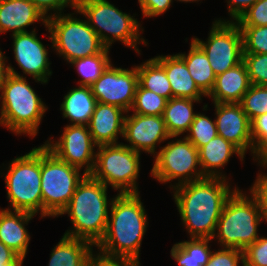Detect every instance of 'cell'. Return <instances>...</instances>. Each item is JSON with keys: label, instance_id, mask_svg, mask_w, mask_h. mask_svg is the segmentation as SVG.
<instances>
[{"label": "cell", "instance_id": "cell-43", "mask_svg": "<svg viewBox=\"0 0 267 266\" xmlns=\"http://www.w3.org/2000/svg\"><path fill=\"white\" fill-rule=\"evenodd\" d=\"M251 136L254 148L267 138V113L257 116L251 121Z\"/></svg>", "mask_w": 267, "mask_h": 266}, {"label": "cell", "instance_id": "cell-27", "mask_svg": "<svg viewBox=\"0 0 267 266\" xmlns=\"http://www.w3.org/2000/svg\"><path fill=\"white\" fill-rule=\"evenodd\" d=\"M201 100L173 97L167 101L163 112V119L171 137H179L190 129L195 118L193 104Z\"/></svg>", "mask_w": 267, "mask_h": 266}, {"label": "cell", "instance_id": "cell-11", "mask_svg": "<svg viewBox=\"0 0 267 266\" xmlns=\"http://www.w3.org/2000/svg\"><path fill=\"white\" fill-rule=\"evenodd\" d=\"M169 141L167 145L160 147V151L154 156V164L151 176L162 183H169L177 179V183L170 184V188L178 185L198 181L206 178L199 164L198 149L186 138Z\"/></svg>", "mask_w": 267, "mask_h": 266}, {"label": "cell", "instance_id": "cell-18", "mask_svg": "<svg viewBox=\"0 0 267 266\" xmlns=\"http://www.w3.org/2000/svg\"><path fill=\"white\" fill-rule=\"evenodd\" d=\"M128 114L122 108L97 102L90 119L88 129L95 144H119L118 135L123 137L125 117Z\"/></svg>", "mask_w": 267, "mask_h": 266}, {"label": "cell", "instance_id": "cell-3", "mask_svg": "<svg viewBox=\"0 0 267 266\" xmlns=\"http://www.w3.org/2000/svg\"><path fill=\"white\" fill-rule=\"evenodd\" d=\"M102 182L86 174L79 182L68 205L58 215L68 214L73 228L63 235L83 239L96 246L105 234L109 217L107 189Z\"/></svg>", "mask_w": 267, "mask_h": 266}, {"label": "cell", "instance_id": "cell-10", "mask_svg": "<svg viewBox=\"0 0 267 266\" xmlns=\"http://www.w3.org/2000/svg\"><path fill=\"white\" fill-rule=\"evenodd\" d=\"M140 154L122 143L98 146L90 175L119 194L140 193L137 183Z\"/></svg>", "mask_w": 267, "mask_h": 266}, {"label": "cell", "instance_id": "cell-4", "mask_svg": "<svg viewBox=\"0 0 267 266\" xmlns=\"http://www.w3.org/2000/svg\"><path fill=\"white\" fill-rule=\"evenodd\" d=\"M8 72L0 93V125L16 135L26 134L34 138L48 107L27 82L26 76L15 71L11 64H8Z\"/></svg>", "mask_w": 267, "mask_h": 266}, {"label": "cell", "instance_id": "cell-22", "mask_svg": "<svg viewBox=\"0 0 267 266\" xmlns=\"http://www.w3.org/2000/svg\"><path fill=\"white\" fill-rule=\"evenodd\" d=\"M251 83L245 63L228 69L216 76L215 84L207 96L213 103H240Z\"/></svg>", "mask_w": 267, "mask_h": 266}, {"label": "cell", "instance_id": "cell-28", "mask_svg": "<svg viewBox=\"0 0 267 266\" xmlns=\"http://www.w3.org/2000/svg\"><path fill=\"white\" fill-rule=\"evenodd\" d=\"M210 241L211 238H190L174 244L170 254L178 266H205L212 252Z\"/></svg>", "mask_w": 267, "mask_h": 266}, {"label": "cell", "instance_id": "cell-24", "mask_svg": "<svg viewBox=\"0 0 267 266\" xmlns=\"http://www.w3.org/2000/svg\"><path fill=\"white\" fill-rule=\"evenodd\" d=\"M60 106L64 118L71 125H88L97 103L90 86L78 85L64 95Z\"/></svg>", "mask_w": 267, "mask_h": 266}, {"label": "cell", "instance_id": "cell-15", "mask_svg": "<svg viewBox=\"0 0 267 266\" xmlns=\"http://www.w3.org/2000/svg\"><path fill=\"white\" fill-rule=\"evenodd\" d=\"M123 138L124 144L138 153L157 154V144L173 139L167 131L163 116L128 114L125 117Z\"/></svg>", "mask_w": 267, "mask_h": 266}, {"label": "cell", "instance_id": "cell-16", "mask_svg": "<svg viewBox=\"0 0 267 266\" xmlns=\"http://www.w3.org/2000/svg\"><path fill=\"white\" fill-rule=\"evenodd\" d=\"M36 29L11 35L15 61L23 74L30 75L35 82L46 84L52 75L48 49L36 35Z\"/></svg>", "mask_w": 267, "mask_h": 266}, {"label": "cell", "instance_id": "cell-42", "mask_svg": "<svg viewBox=\"0 0 267 266\" xmlns=\"http://www.w3.org/2000/svg\"><path fill=\"white\" fill-rule=\"evenodd\" d=\"M173 0H138L144 17L160 16L172 5Z\"/></svg>", "mask_w": 267, "mask_h": 266}, {"label": "cell", "instance_id": "cell-48", "mask_svg": "<svg viewBox=\"0 0 267 266\" xmlns=\"http://www.w3.org/2000/svg\"><path fill=\"white\" fill-rule=\"evenodd\" d=\"M176 1V0H175ZM178 1H180V2H185V3H187V2H198V1H200V0H177V2Z\"/></svg>", "mask_w": 267, "mask_h": 266}, {"label": "cell", "instance_id": "cell-37", "mask_svg": "<svg viewBox=\"0 0 267 266\" xmlns=\"http://www.w3.org/2000/svg\"><path fill=\"white\" fill-rule=\"evenodd\" d=\"M244 266H267V237L260 236L244 250Z\"/></svg>", "mask_w": 267, "mask_h": 266}, {"label": "cell", "instance_id": "cell-13", "mask_svg": "<svg viewBox=\"0 0 267 266\" xmlns=\"http://www.w3.org/2000/svg\"><path fill=\"white\" fill-rule=\"evenodd\" d=\"M45 141L43 144L57 158L67 162L69 165L83 169V173L90 174L95 165L96 152L98 147L87 125H71L64 127V131L57 141Z\"/></svg>", "mask_w": 267, "mask_h": 266}, {"label": "cell", "instance_id": "cell-40", "mask_svg": "<svg viewBox=\"0 0 267 266\" xmlns=\"http://www.w3.org/2000/svg\"><path fill=\"white\" fill-rule=\"evenodd\" d=\"M46 18L62 14L65 7L70 6L76 10L78 0H30ZM49 11H54L52 14Z\"/></svg>", "mask_w": 267, "mask_h": 266}, {"label": "cell", "instance_id": "cell-6", "mask_svg": "<svg viewBox=\"0 0 267 266\" xmlns=\"http://www.w3.org/2000/svg\"><path fill=\"white\" fill-rule=\"evenodd\" d=\"M242 192L237 188L231 194L217 222L212 239L217 237L223 248L244 251L259 238L258 227L263 221L259 204L251 194Z\"/></svg>", "mask_w": 267, "mask_h": 266}, {"label": "cell", "instance_id": "cell-5", "mask_svg": "<svg viewBox=\"0 0 267 266\" xmlns=\"http://www.w3.org/2000/svg\"><path fill=\"white\" fill-rule=\"evenodd\" d=\"M75 12L85 16L87 23L108 49L112 43L120 41L140 54L137 45L141 42L146 46L148 44L140 35L144 29L134 15L122 12L107 0H78Z\"/></svg>", "mask_w": 267, "mask_h": 266}, {"label": "cell", "instance_id": "cell-45", "mask_svg": "<svg viewBox=\"0 0 267 266\" xmlns=\"http://www.w3.org/2000/svg\"><path fill=\"white\" fill-rule=\"evenodd\" d=\"M23 261L24 259L0 241V265L23 264Z\"/></svg>", "mask_w": 267, "mask_h": 266}, {"label": "cell", "instance_id": "cell-29", "mask_svg": "<svg viewBox=\"0 0 267 266\" xmlns=\"http://www.w3.org/2000/svg\"><path fill=\"white\" fill-rule=\"evenodd\" d=\"M137 67L138 84L167 100L173 98L170 82L164 67L155 59L151 58Z\"/></svg>", "mask_w": 267, "mask_h": 266}, {"label": "cell", "instance_id": "cell-38", "mask_svg": "<svg viewBox=\"0 0 267 266\" xmlns=\"http://www.w3.org/2000/svg\"><path fill=\"white\" fill-rule=\"evenodd\" d=\"M239 26H266L267 0H257L237 21Z\"/></svg>", "mask_w": 267, "mask_h": 266}, {"label": "cell", "instance_id": "cell-26", "mask_svg": "<svg viewBox=\"0 0 267 266\" xmlns=\"http://www.w3.org/2000/svg\"><path fill=\"white\" fill-rule=\"evenodd\" d=\"M188 54L177 53L186 64L196 86L207 97L212 91L216 75L203 49L192 39Z\"/></svg>", "mask_w": 267, "mask_h": 266}, {"label": "cell", "instance_id": "cell-41", "mask_svg": "<svg viewBox=\"0 0 267 266\" xmlns=\"http://www.w3.org/2000/svg\"><path fill=\"white\" fill-rule=\"evenodd\" d=\"M87 266H140V261L92 253Z\"/></svg>", "mask_w": 267, "mask_h": 266}, {"label": "cell", "instance_id": "cell-20", "mask_svg": "<svg viewBox=\"0 0 267 266\" xmlns=\"http://www.w3.org/2000/svg\"><path fill=\"white\" fill-rule=\"evenodd\" d=\"M34 216L24 211L0 209V241L22 259L26 257L30 242L26 225Z\"/></svg>", "mask_w": 267, "mask_h": 266}, {"label": "cell", "instance_id": "cell-30", "mask_svg": "<svg viewBox=\"0 0 267 266\" xmlns=\"http://www.w3.org/2000/svg\"><path fill=\"white\" fill-rule=\"evenodd\" d=\"M109 50L106 48L102 53L84 58H78L71 62V66L76 67L78 74L82 79L78 81L79 85L90 86L102 74V72L111 63Z\"/></svg>", "mask_w": 267, "mask_h": 266}, {"label": "cell", "instance_id": "cell-25", "mask_svg": "<svg viewBox=\"0 0 267 266\" xmlns=\"http://www.w3.org/2000/svg\"><path fill=\"white\" fill-rule=\"evenodd\" d=\"M93 252L90 242L63 235L50 254L48 266H87Z\"/></svg>", "mask_w": 267, "mask_h": 266}, {"label": "cell", "instance_id": "cell-36", "mask_svg": "<svg viewBox=\"0 0 267 266\" xmlns=\"http://www.w3.org/2000/svg\"><path fill=\"white\" fill-rule=\"evenodd\" d=\"M215 251V252H214ZM211 252L205 266H244V251L233 248H222Z\"/></svg>", "mask_w": 267, "mask_h": 266}, {"label": "cell", "instance_id": "cell-14", "mask_svg": "<svg viewBox=\"0 0 267 266\" xmlns=\"http://www.w3.org/2000/svg\"><path fill=\"white\" fill-rule=\"evenodd\" d=\"M138 85L137 67L125 69L110 63L101 76L90 85L97 102L113 105L129 112Z\"/></svg>", "mask_w": 267, "mask_h": 266}, {"label": "cell", "instance_id": "cell-47", "mask_svg": "<svg viewBox=\"0 0 267 266\" xmlns=\"http://www.w3.org/2000/svg\"><path fill=\"white\" fill-rule=\"evenodd\" d=\"M6 59L8 58L4 55V53L1 51V48H0V92L4 85L5 79L7 75L9 74L8 65H7L8 61Z\"/></svg>", "mask_w": 267, "mask_h": 266}, {"label": "cell", "instance_id": "cell-9", "mask_svg": "<svg viewBox=\"0 0 267 266\" xmlns=\"http://www.w3.org/2000/svg\"><path fill=\"white\" fill-rule=\"evenodd\" d=\"M72 14H58L47 18L46 31L55 52L68 63L102 53L106 47L87 21Z\"/></svg>", "mask_w": 267, "mask_h": 266}, {"label": "cell", "instance_id": "cell-17", "mask_svg": "<svg viewBox=\"0 0 267 266\" xmlns=\"http://www.w3.org/2000/svg\"><path fill=\"white\" fill-rule=\"evenodd\" d=\"M218 135L237 146L244 154L254 147L251 136V121L240 103H213Z\"/></svg>", "mask_w": 267, "mask_h": 266}, {"label": "cell", "instance_id": "cell-35", "mask_svg": "<svg viewBox=\"0 0 267 266\" xmlns=\"http://www.w3.org/2000/svg\"><path fill=\"white\" fill-rule=\"evenodd\" d=\"M248 77L252 85L267 86V54L243 53Z\"/></svg>", "mask_w": 267, "mask_h": 266}, {"label": "cell", "instance_id": "cell-12", "mask_svg": "<svg viewBox=\"0 0 267 266\" xmlns=\"http://www.w3.org/2000/svg\"><path fill=\"white\" fill-rule=\"evenodd\" d=\"M208 35L206 42L192 39L206 53L216 76L243 61V36L237 22L215 20Z\"/></svg>", "mask_w": 267, "mask_h": 266}, {"label": "cell", "instance_id": "cell-49", "mask_svg": "<svg viewBox=\"0 0 267 266\" xmlns=\"http://www.w3.org/2000/svg\"><path fill=\"white\" fill-rule=\"evenodd\" d=\"M23 264H2L0 266H22Z\"/></svg>", "mask_w": 267, "mask_h": 266}, {"label": "cell", "instance_id": "cell-8", "mask_svg": "<svg viewBox=\"0 0 267 266\" xmlns=\"http://www.w3.org/2000/svg\"><path fill=\"white\" fill-rule=\"evenodd\" d=\"M81 169L57 158L41 145L42 218L58 217L68 205L77 185L86 175Z\"/></svg>", "mask_w": 267, "mask_h": 266}, {"label": "cell", "instance_id": "cell-19", "mask_svg": "<svg viewBox=\"0 0 267 266\" xmlns=\"http://www.w3.org/2000/svg\"><path fill=\"white\" fill-rule=\"evenodd\" d=\"M39 21L47 25V18L30 0H0V34L28 32L26 27Z\"/></svg>", "mask_w": 267, "mask_h": 266}, {"label": "cell", "instance_id": "cell-7", "mask_svg": "<svg viewBox=\"0 0 267 266\" xmlns=\"http://www.w3.org/2000/svg\"><path fill=\"white\" fill-rule=\"evenodd\" d=\"M3 174L7 198L13 211H24L42 218L41 146L14 158Z\"/></svg>", "mask_w": 267, "mask_h": 266}, {"label": "cell", "instance_id": "cell-46", "mask_svg": "<svg viewBox=\"0 0 267 266\" xmlns=\"http://www.w3.org/2000/svg\"><path fill=\"white\" fill-rule=\"evenodd\" d=\"M253 161L260 165V167H267V138L263 139L253 150Z\"/></svg>", "mask_w": 267, "mask_h": 266}, {"label": "cell", "instance_id": "cell-23", "mask_svg": "<svg viewBox=\"0 0 267 266\" xmlns=\"http://www.w3.org/2000/svg\"><path fill=\"white\" fill-rule=\"evenodd\" d=\"M154 58L165 69L173 97L202 100L205 95L196 86L189 74L185 61L178 54L159 55Z\"/></svg>", "mask_w": 267, "mask_h": 266}, {"label": "cell", "instance_id": "cell-32", "mask_svg": "<svg viewBox=\"0 0 267 266\" xmlns=\"http://www.w3.org/2000/svg\"><path fill=\"white\" fill-rule=\"evenodd\" d=\"M185 137L197 148L206 145L218 135L215 120L202 113H197Z\"/></svg>", "mask_w": 267, "mask_h": 266}, {"label": "cell", "instance_id": "cell-44", "mask_svg": "<svg viewBox=\"0 0 267 266\" xmlns=\"http://www.w3.org/2000/svg\"><path fill=\"white\" fill-rule=\"evenodd\" d=\"M257 0H226L228 5V13L231 16V20H222L221 18L218 21H233L237 22L241 16L256 2Z\"/></svg>", "mask_w": 267, "mask_h": 266}, {"label": "cell", "instance_id": "cell-39", "mask_svg": "<svg viewBox=\"0 0 267 266\" xmlns=\"http://www.w3.org/2000/svg\"><path fill=\"white\" fill-rule=\"evenodd\" d=\"M253 183L249 192L259 204L262 220L267 222V174L259 172Z\"/></svg>", "mask_w": 267, "mask_h": 266}, {"label": "cell", "instance_id": "cell-31", "mask_svg": "<svg viewBox=\"0 0 267 266\" xmlns=\"http://www.w3.org/2000/svg\"><path fill=\"white\" fill-rule=\"evenodd\" d=\"M167 101L165 97L144 89L138 84L130 112L133 110L132 112L136 114L160 116L163 115Z\"/></svg>", "mask_w": 267, "mask_h": 266}, {"label": "cell", "instance_id": "cell-34", "mask_svg": "<svg viewBox=\"0 0 267 266\" xmlns=\"http://www.w3.org/2000/svg\"><path fill=\"white\" fill-rule=\"evenodd\" d=\"M239 27L243 36V53L267 54V25Z\"/></svg>", "mask_w": 267, "mask_h": 266}, {"label": "cell", "instance_id": "cell-1", "mask_svg": "<svg viewBox=\"0 0 267 266\" xmlns=\"http://www.w3.org/2000/svg\"><path fill=\"white\" fill-rule=\"evenodd\" d=\"M236 189H231L227 179L210 177L171 189L190 238L212 239L224 205Z\"/></svg>", "mask_w": 267, "mask_h": 266}, {"label": "cell", "instance_id": "cell-2", "mask_svg": "<svg viewBox=\"0 0 267 266\" xmlns=\"http://www.w3.org/2000/svg\"><path fill=\"white\" fill-rule=\"evenodd\" d=\"M139 195L118 193L113 198L105 234L95 246L101 254L140 261V247L149 224Z\"/></svg>", "mask_w": 267, "mask_h": 266}, {"label": "cell", "instance_id": "cell-21", "mask_svg": "<svg viewBox=\"0 0 267 266\" xmlns=\"http://www.w3.org/2000/svg\"><path fill=\"white\" fill-rule=\"evenodd\" d=\"M234 154L241 161L245 158V154L233 143L225 140L220 135L215 136L206 145L198 149L199 164L203 175L210 178L228 179L220 170L229 162Z\"/></svg>", "mask_w": 267, "mask_h": 266}, {"label": "cell", "instance_id": "cell-33", "mask_svg": "<svg viewBox=\"0 0 267 266\" xmlns=\"http://www.w3.org/2000/svg\"><path fill=\"white\" fill-rule=\"evenodd\" d=\"M240 105L250 121L267 113V86L251 84Z\"/></svg>", "mask_w": 267, "mask_h": 266}]
</instances>
